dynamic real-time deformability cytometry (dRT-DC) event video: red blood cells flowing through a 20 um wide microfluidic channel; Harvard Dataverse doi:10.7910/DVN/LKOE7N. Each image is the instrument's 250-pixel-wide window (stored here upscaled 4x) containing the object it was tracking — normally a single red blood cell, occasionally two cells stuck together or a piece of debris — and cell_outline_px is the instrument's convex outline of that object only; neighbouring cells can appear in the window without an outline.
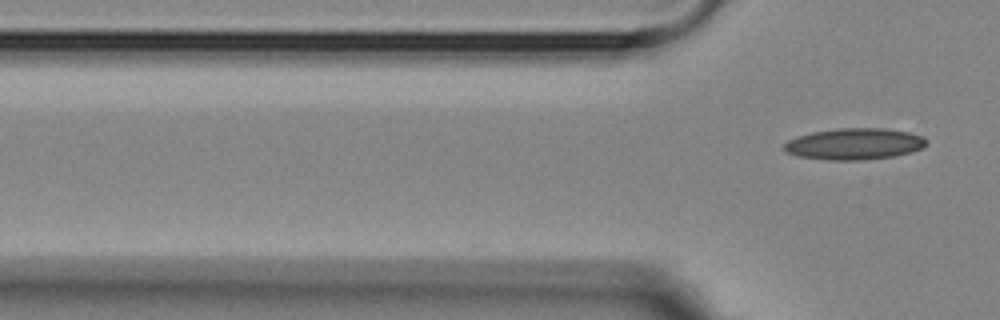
{"species": "Egyptian fruit bat (a non-hibernating species)", "species_latin": "Rousettus aegyptiacus", "temperature_condition": "room temperature", "stored_images_in_passage": 3, "camera_frame_rate_fps": 3000, "um_per_image_px": 0.085, "animal": {"sex": "female"}, "frame": {"image": 1, "passage_image": 3, "time_ms": 2.333, "image_size_px": [1000, 320], "cell_outline_px": [[928, 144], [924, 148], [896, 156], [864, 160], [824, 160], [796, 156], [780, 148], [788, 140], [796, 136], [812, 132], [836, 128], [884, 128], [908, 132], [920, 136], [928, 140]], "centroid_in_image_um": [72.6, 12.24], "position_along_channel_um": 53.2, "area_um2": 26.41}}